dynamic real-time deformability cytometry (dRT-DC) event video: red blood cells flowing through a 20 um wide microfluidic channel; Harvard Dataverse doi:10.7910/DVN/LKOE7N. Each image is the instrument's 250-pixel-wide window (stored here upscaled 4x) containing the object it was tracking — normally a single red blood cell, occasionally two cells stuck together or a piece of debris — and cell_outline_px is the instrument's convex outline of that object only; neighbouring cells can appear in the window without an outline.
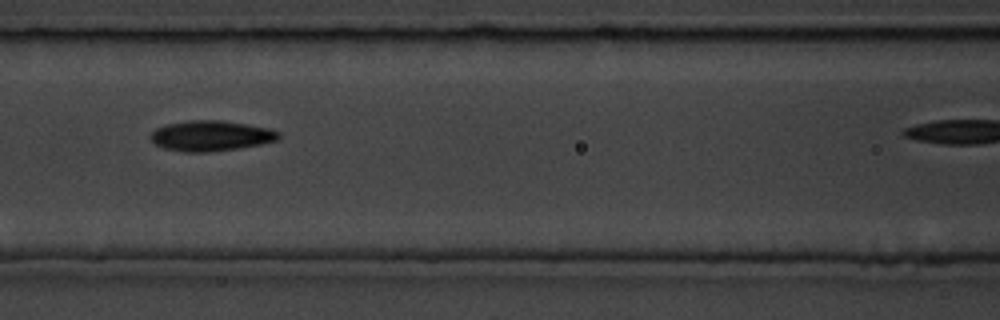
{"species": "common noctule bat (a hibernating species)", "species_latin": "Nyctalus noctula", "temperature_condition": "room temperature", "stored_images_in_passage": 5, "camera_frame_rate_fps": 3000, "um_per_image_px": 0.085, "animal": {"sex": "male", "body_mass_g": 19.5, "forearm_length_mm": 54.6}, "frame": {"image": 1, "passage_image": 4, "time_ms": 3.333, "image_size_px": [1000, 320], "cell_outline_px": [[280, 136], [276, 140], [260, 144], [236, 148], [204, 152], [184, 152], [164, 148], [156, 144], [152, 140], [152, 132], [156, 128], [168, 124], [188, 120], [224, 120], [248, 124], [268, 128], [280, 132]], "centroid_in_image_um": [17.93, 11.53], "position_along_channel_um": 148.7, "area_um2": 22.43}}